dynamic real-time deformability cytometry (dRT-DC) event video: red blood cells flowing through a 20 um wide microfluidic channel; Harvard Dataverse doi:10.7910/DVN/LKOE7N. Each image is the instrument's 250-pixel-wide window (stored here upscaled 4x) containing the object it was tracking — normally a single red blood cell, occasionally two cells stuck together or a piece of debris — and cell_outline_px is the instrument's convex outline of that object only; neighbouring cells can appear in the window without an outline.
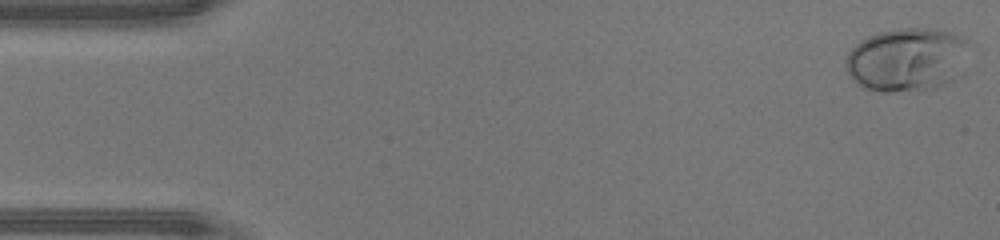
{"species": "human", "species_latin": "Homo sapiens", "temperature_condition": "warm", "stored_images_in_passage": 46, "camera_frame_rate_fps": 3000, "um_per_image_px": 0.085, "donor": {"sex": "male"}, "frame": {"image": 1, "passage_image": 1, "time_ms": 0.0, "image_size_px": [1000, 240], "cell_outline_px": [[968, 44], [964, 76], [952, 84], [920, 92], [884, 92], [864, 88], [856, 84], [844, 68], [844, 64], [848, 52], [860, 40], [868, 36], [880, 32], [900, 28], [936, 28], [952, 32], [968, 40]], "centroid_in_image_um": [77.16, 5.11], "position_along_channel_um": 7.8, "area_um2": 47.45}}
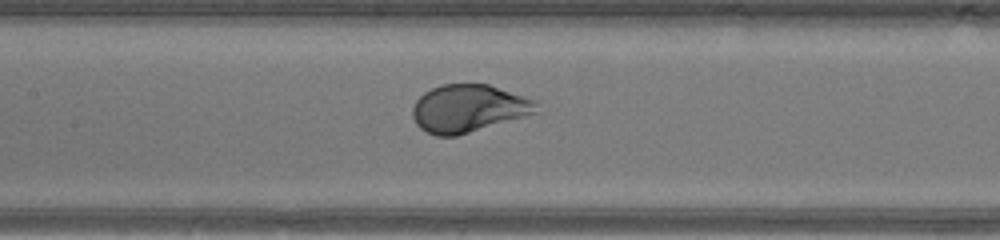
{"frame": {"image": 2, "passage_image": 21, "time_ms": 6.667, "image_size_px": [1000, 240], "cell_outline_px": [[536, 112], [524, 116], [456, 136], [436, 136], [420, 128], [416, 124], [412, 116], [412, 108], [416, 100], [424, 92], [432, 88], [444, 84], [488, 84], [536, 100]], "centroid_in_image_um": [39.77, 9.21], "position_along_channel_um": 167.6, "area_um2": 33.99}}
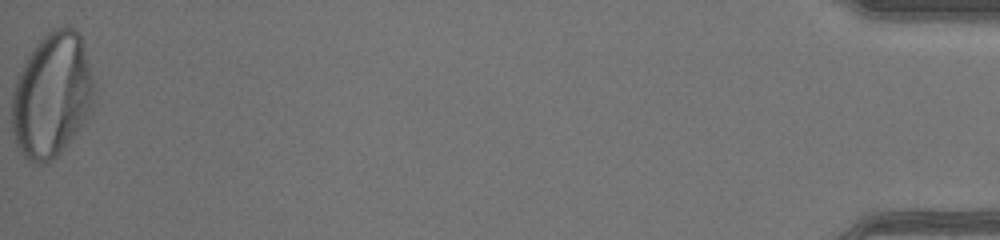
{"frame": {"image": 3, "passage_image": 46, "time_ms": 15.0, "image_size_px": [1000, 240], "cell_outline_px": [[92, 112], [60, 152], [52, 160], [44, 164], [36, 164], [28, 160], [24, 156], [16, 144], [12, 132], [12, 92], [16, 80], [32, 48], [52, 28], [68, 24], [76, 28], [80, 32], [92, 80]], "centroid_in_image_um": [4.39, 8.08], "position_along_channel_um": 430.8, "area_um2": 59.36}, "authors_computed_cell_mechanics": {"area_um2": 36.414, "velocity_mm_per_s": 4.5031, "shape_relaxation_time_tau1_ms": 1.8579, "shape_relaxation_time_tau2_ms": null, "deformation_change_tau1": 0.1919, "deformation_change_tau2": null}}